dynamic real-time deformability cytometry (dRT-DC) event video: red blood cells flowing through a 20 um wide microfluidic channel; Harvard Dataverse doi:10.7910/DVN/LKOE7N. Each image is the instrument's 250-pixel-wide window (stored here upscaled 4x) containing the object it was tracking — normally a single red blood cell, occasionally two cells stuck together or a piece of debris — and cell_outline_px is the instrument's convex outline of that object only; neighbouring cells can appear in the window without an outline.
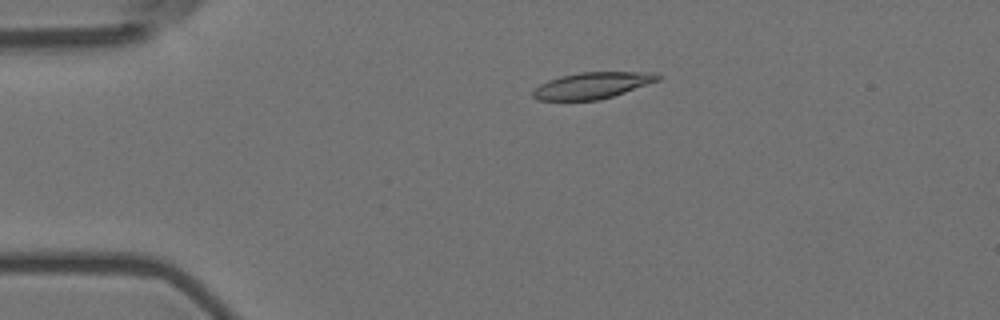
{"species": "Egyptian fruit bat (a non-hibernating species)", "species_latin": "Rousettus aegyptiacus", "temperature_condition": "room temperature", "stored_images_in_passage": 47, "camera_frame_rate_fps": 3000, "um_per_image_px": 0.085, "animal": {"sex": "female"}, "frame": {"image": 1, "passage_image": 12, "time_ms": 3.667, "image_size_px": [1000, 320], "cell_outline_px": [[660, 80], [600, 100], [536, 100], [532, 96], [532, 92], [540, 84], [548, 80], [560, 76], [580, 72], [656, 72], [660, 76]], "centroid_in_image_um": [50.33, 7.26], "position_along_channel_um": 34.7, "area_um2": 19.13}}
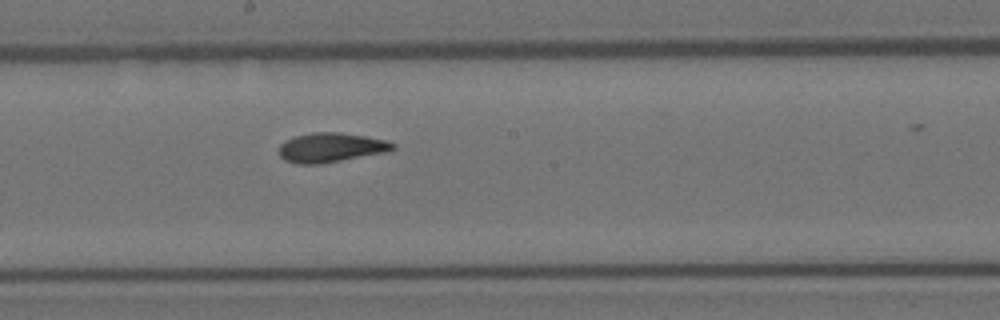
{"frame": {"image": 2, "passage_image": 31, "time_ms": 10.0, "image_size_px": [1000, 320], "cell_outline_px": [[396, 148], [388, 152], [320, 164], [296, 164], [284, 160], [280, 156], [280, 144], [284, 140], [292, 136], [312, 132], [340, 132], [388, 140], [396, 144]], "centroid_in_image_um": [28.13, 12.53], "position_along_channel_um": 220.1, "area_um2": 19.83}}
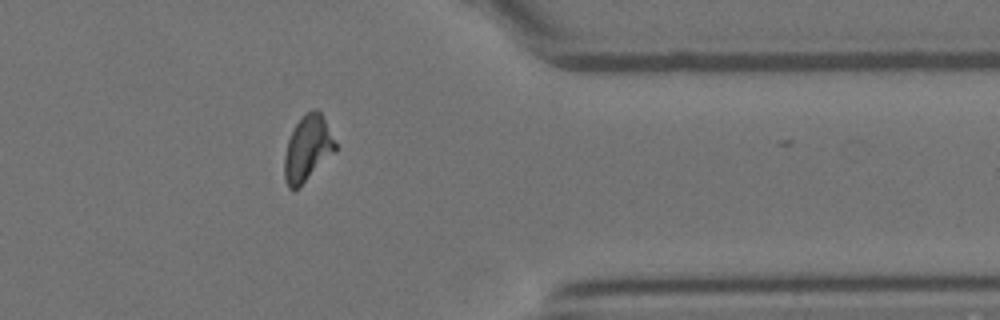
{"frame": {"image": 3, "passage_image": 46, "time_ms": 15.0, "image_size_px": [1000, 320], "cell_outline_px": [[336, 152], [296, 188], [288, 188], [284, 180], [284, 156], [288, 140], [296, 124], [304, 112], [316, 108], [320, 112], [336, 144]], "centroid_in_image_um": [26.13, 12.6], "position_along_channel_um": 385.3, "area_um2": 19.07}}